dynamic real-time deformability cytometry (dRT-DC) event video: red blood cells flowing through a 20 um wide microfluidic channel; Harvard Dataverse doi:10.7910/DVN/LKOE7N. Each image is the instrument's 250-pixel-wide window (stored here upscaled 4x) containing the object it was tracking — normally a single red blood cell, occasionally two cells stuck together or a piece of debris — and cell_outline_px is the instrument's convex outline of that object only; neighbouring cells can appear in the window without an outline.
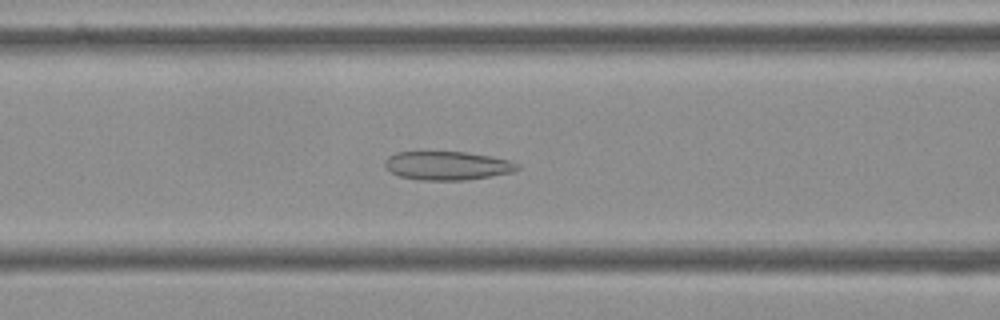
{"species": "Egyptian fruit bat (a non-hibernating species)", "species_latin": "Rousettus aegyptiacus", "temperature_condition": "cold", "stored_images_in_passage": 55, "camera_frame_rate_fps": 3000, "um_per_image_px": 0.085, "frame": {"image": 1, "passage_image": 21, "time_ms": 6.667, "image_size_px": [1000, 320], "cell_outline_px": [[520, 168], [516, 172], [464, 180], [420, 180], [400, 176], [392, 172], [384, 164], [384, 160], [388, 156], [396, 152], [424, 148], [464, 152], [492, 156], [508, 160], [520, 164]], "centroid_in_image_um": [37.99, 14.02], "position_along_channel_um": 128.6, "area_um2": 23.12}}
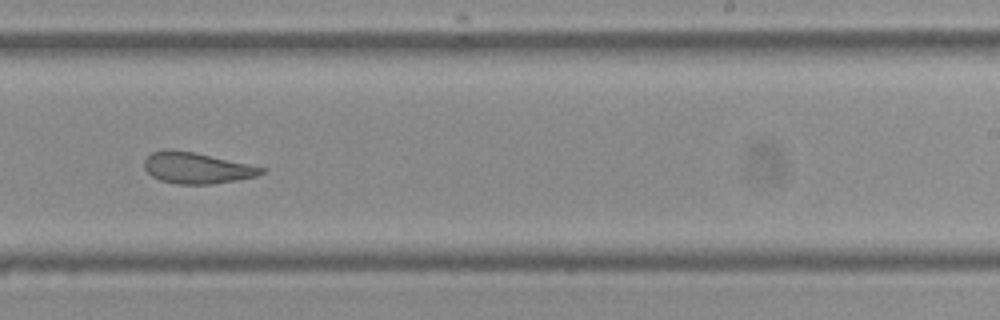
{"frame": {"image": 2, "passage_image": 33, "time_ms": 10.667, "image_size_px": [1000, 320], "cell_outline_px": [[268, 168], [264, 172], [256, 176], [236, 180], [212, 184], [176, 184], [160, 180], [152, 176], [144, 168], [144, 160], [152, 152], [168, 148], [192, 152]], "centroid_in_image_um": [16.71, 14.28], "position_along_channel_um": 272.3, "area_um2": 21.15}}
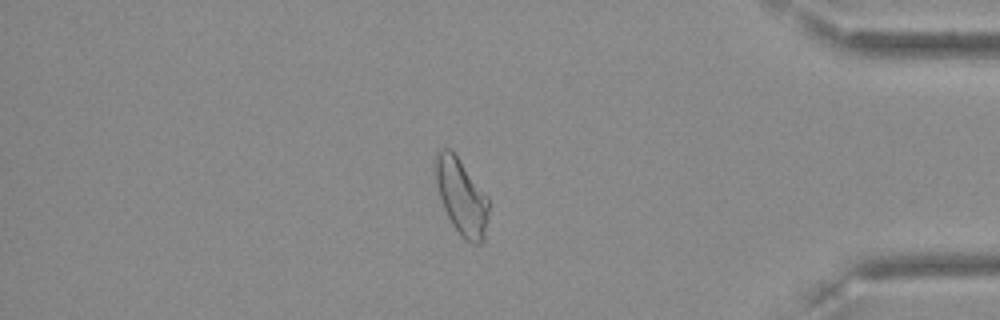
{"frame": {"image": 3, "passage_image": 46, "time_ms": 15.0, "image_size_px": [1000, 320], "cell_outline_px": [[488, 212], [484, 240], [480, 244], [472, 244], [464, 240], [460, 236], [452, 224], [444, 208], [436, 184], [432, 168], [432, 160], [436, 152], [440, 148], [452, 148], [488, 196]], "centroid_in_image_um": [39.18, 16.65], "position_along_channel_um": 396.0, "area_um2": 24.28}, "authors_computed_cell_mechanics": {"area_um2": 24.0448, "velocity_mm_per_s": 3.5928, "shape_relaxation_time_tau1_ms": null, "shape_relaxation_time_tau2_ms": 3.1481, "deformation_change_tau1": null, "deformation_change_tau2": 0.1075}}